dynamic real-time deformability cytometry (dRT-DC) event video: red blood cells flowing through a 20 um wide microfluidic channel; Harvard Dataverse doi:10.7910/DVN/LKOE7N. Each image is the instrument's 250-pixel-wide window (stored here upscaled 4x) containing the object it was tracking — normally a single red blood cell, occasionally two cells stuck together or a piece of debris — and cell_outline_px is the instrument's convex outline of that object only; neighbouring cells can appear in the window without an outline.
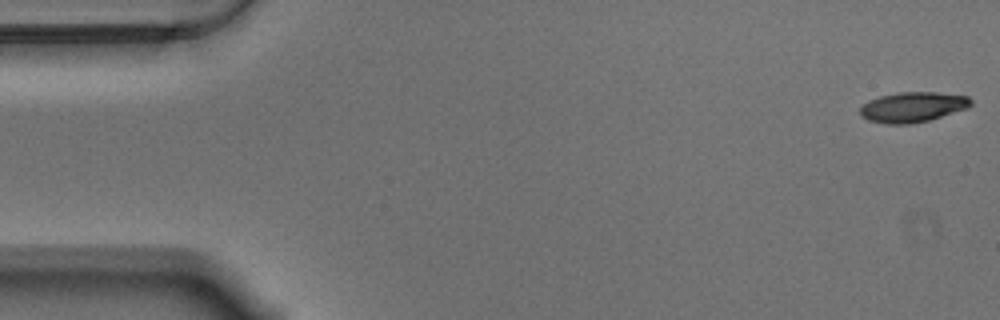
{"species": "Egyptian fruit bat (a non-hibernating species)", "species_latin": "Rousettus aegyptiacus", "temperature_condition": "warm", "stored_images_in_passage": 57, "camera_frame_rate_fps": 3000, "um_per_image_px": 0.085, "animal": {"sex": "male"}, "frame": {"image": 1, "passage_image": 1, "time_ms": 0.0, "image_size_px": [1000, 320], "cell_outline_px": [[972, 104], [968, 108], [928, 120], [912, 124], [884, 124], [868, 120], [860, 116], [860, 108], [868, 100], [880, 96], [900, 92], [936, 92], [968, 96], [972, 100]], "centroid_in_image_um": [77.57, 9.1], "position_along_channel_um": 7.4, "area_um2": 19.54}}
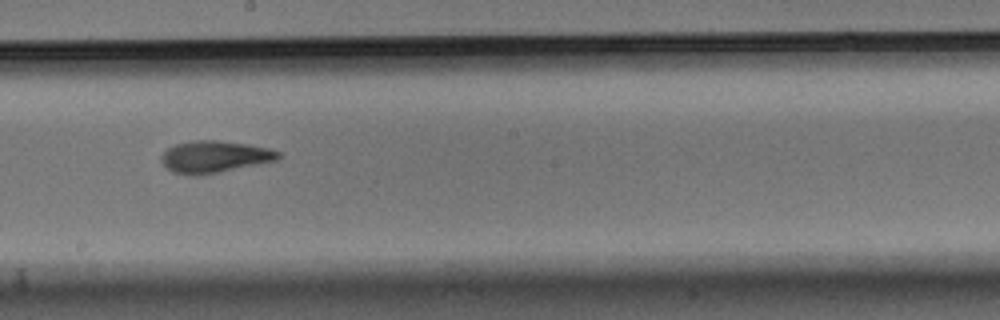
{"frame": {"image": 2, "passage_image": 31, "time_ms": 10.0, "image_size_px": [1000, 320], "cell_outline_px": [[280, 156], [276, 160], [220, 172], [196, 176], [188, 176], [172, 172], [160, 160], [160, 156], [168, 148], [176, 144], [192, 140], [216, 140], [248, 144], [268, 148], [280, 152]], "centroid_in_image_um": [18.19, 13.33], "position_along_channel_um": 230.0, "area_um2": 21.73}}
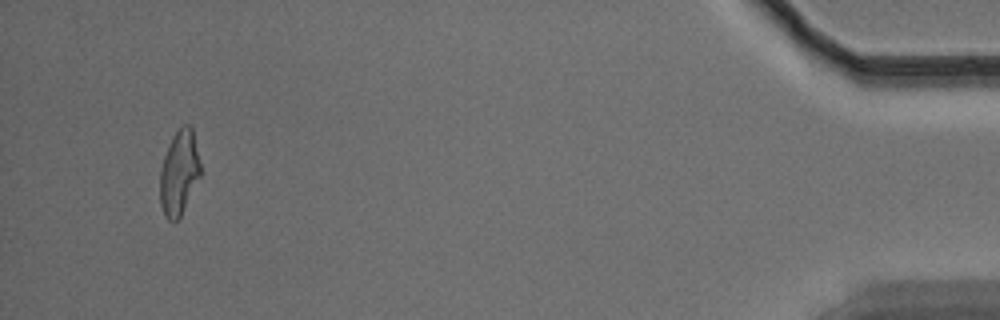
{"frame": {"image": 3, "passage_image": 54, "time_ms": 17.667, "image_size_px": [1000, 320], "cell_outline_px": [[200, 176], [180, 216], [172, 224], [164, 216], [160, 204], [160, 172], [164, 156], [168, 144], [172, 136], [184, 124], [188, 124], [192, 128], [200, 164]], "centroid_in_image_um": [15.2, 14.7], "position_along_channel_um": 420.0, "area_um2": 19.77}, "authors_computed_cell_mechanics": {"area_um2": 20.6924, "velocity_mm_per_s": 3.5216, "shape_relaxation_time_tau1_ms": 6.839, "shape_relaxation_time_tau2_ms": 2.8265, "deformation_change_tau1": 0.2194, "deformation_change_tau2": 0.1113}}